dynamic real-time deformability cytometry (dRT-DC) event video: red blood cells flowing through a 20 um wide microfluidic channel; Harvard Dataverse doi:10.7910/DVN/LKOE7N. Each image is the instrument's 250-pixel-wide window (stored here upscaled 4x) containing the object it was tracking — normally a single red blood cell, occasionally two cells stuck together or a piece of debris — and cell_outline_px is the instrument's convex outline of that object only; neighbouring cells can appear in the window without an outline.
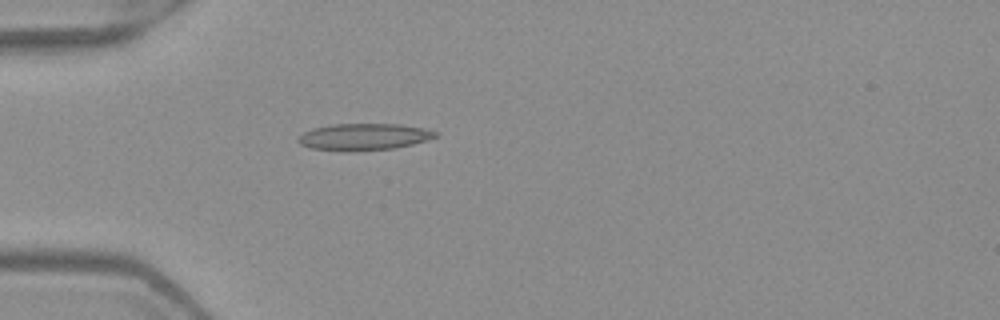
{"species": "Egyptian fruit bat (a non-hibernating species)", "species_latin": "Rousettus aegyptiacus", "temperature_condition": "warm", "stored_images_in_passage": 5, "camera_frame_rate_fps": 3000, "um_per_image_px": 0.085, "frame": {"image": 1, "passage_image": 5, "time_ms": 1.333, "image_size_px": [1000, 320], "cell_outline_px": [[436, 136], [428, 140], [412, 144], [392, 148], [352, 152], [344, 152], [312, 148], [300, 144], [296, 140], [304, 132], [312, 128], [332, 124], [400, 124], [424, 128], [436, 132]], "centroid_in_image_um": [30.89, 11.64], "position_along_channel_um": 54.1, "area_um2": 21.44}}